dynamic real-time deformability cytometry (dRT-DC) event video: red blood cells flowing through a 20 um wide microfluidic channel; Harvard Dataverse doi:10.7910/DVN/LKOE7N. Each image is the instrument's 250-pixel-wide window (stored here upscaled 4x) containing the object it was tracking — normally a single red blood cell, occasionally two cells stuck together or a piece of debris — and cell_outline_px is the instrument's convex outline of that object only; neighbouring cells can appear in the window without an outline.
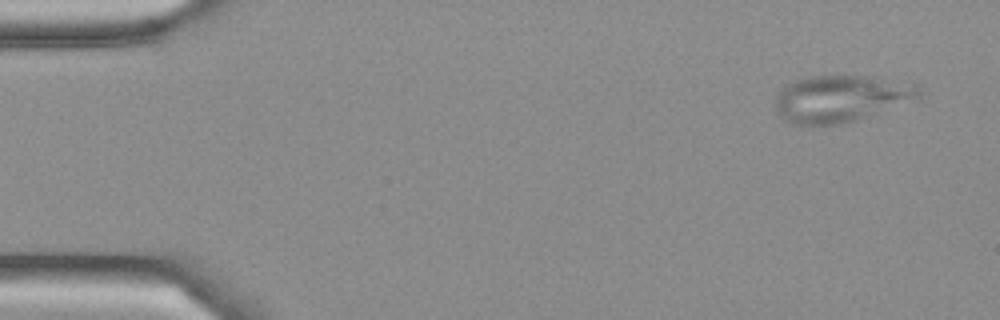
{"species": "Egyptian fruit bat (a non-hibernating species)", "species_latin": "Rousettus aegyptiacus", "temperature_condition": "cold", "stored_images_in_passage": 5, "camera_frame_rate_fps": 3000, "um_per_image_px": 0.085, "frame": {"image": 1, "passage_image": 1, "time_ms": 0.0, "image_size_px": [1000, 320], "cell_outline_px": [[924, 92], [916, 100], [856, 120], [840, 124], [812, 128], [796, 124], [784, 120], [776, 108], [776, 96], [784, 84], [808, 76], [872, 76], [920, 84]], "centroid_in_image_um": [71.51, 8.39], "position_along_channel_um": 13.5, "area_um2": 40.06}}